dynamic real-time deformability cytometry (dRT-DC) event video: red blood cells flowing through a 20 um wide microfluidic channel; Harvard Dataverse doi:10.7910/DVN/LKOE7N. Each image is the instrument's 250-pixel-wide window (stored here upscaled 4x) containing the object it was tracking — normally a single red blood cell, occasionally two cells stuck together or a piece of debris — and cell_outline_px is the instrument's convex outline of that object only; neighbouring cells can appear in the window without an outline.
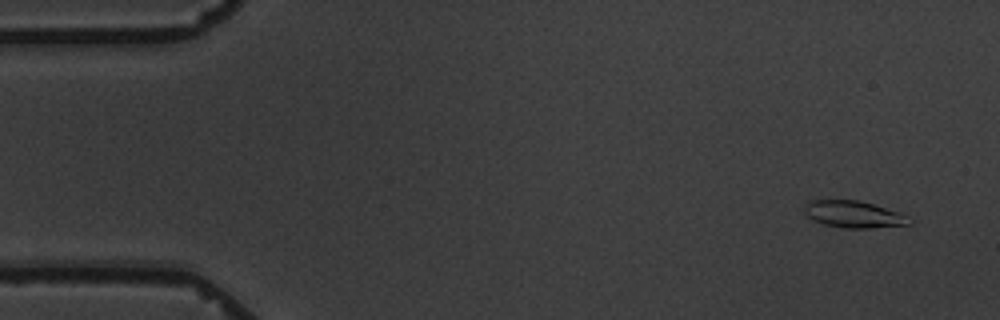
{"species": "common noctule bat (a hibernating species)", "species_latin": "Nyctalus noctula", "temperature_condition": "warm", "stored_images_in_passage": 5, "segment_of_instrument_passage": [2, 2], "camera_frame_rate_fps": 3000, "um_per_image_px": 0.085, "animal": {"sex": "male", "body_mass_g": 19.5, "forearm_length_mm": 54.6}, "frame": {"image": 1, "passage_image": 5, "time_ms": 4.667, "image_size_px": [1000, 320], "cell_outline_px": [[912, 224], [872, 228], [844, 228], [824, 224], [812, 220], [804, 212], [804, 208], [808, 200], [860, 200], [900, 212], [908, 216], [912, 220]], "centroid_in_image_um": [72.58, 18.21], "position_along_channel_um": 12.4, "area_um2": 16.59}}